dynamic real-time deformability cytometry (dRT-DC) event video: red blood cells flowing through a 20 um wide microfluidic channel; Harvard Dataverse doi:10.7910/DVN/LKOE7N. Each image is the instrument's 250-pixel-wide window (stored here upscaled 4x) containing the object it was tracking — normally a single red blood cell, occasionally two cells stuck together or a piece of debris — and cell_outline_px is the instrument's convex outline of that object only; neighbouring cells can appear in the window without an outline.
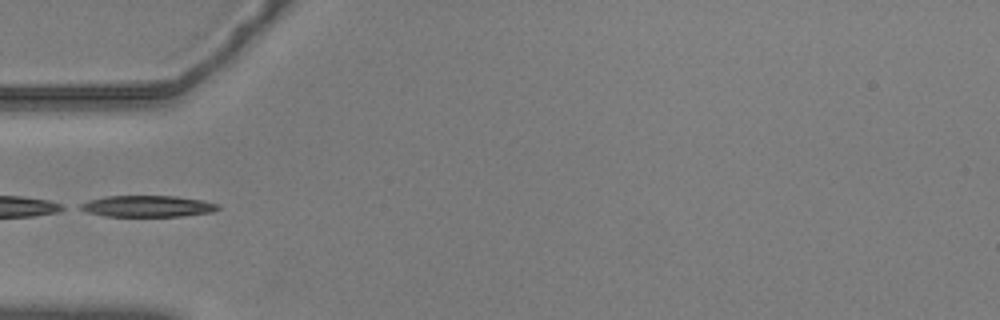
{"species": "common noctule bat (a hibernating species)", "species_latin": "Nyctalus noctula", "temperature_condition": "warm", "stored_images_in_passage": 38, "camera_frame_rate_fps": 3000, "um_per_image_px": 0.085, "animal": {"sex": "male", "body_mass_g": 20.5, "forearm_length_mm": 52.5}, "frame": {"image": 1, "passage_image": 1, "time_ms": 0.0, "image_size_px": [1000, 320], "cell_outline_px": [[220, 208], [212, 212], [184, 216], [104, 216], [88, 212], [80, 208], [80, 204], [88, 200], [104, 196], [176, 196], [204, 200], [220, 204]], "centroid_in_image_um": [12.58, 17.52], "position_along_channel_um": 72.4, "area_um2": 17.22}}